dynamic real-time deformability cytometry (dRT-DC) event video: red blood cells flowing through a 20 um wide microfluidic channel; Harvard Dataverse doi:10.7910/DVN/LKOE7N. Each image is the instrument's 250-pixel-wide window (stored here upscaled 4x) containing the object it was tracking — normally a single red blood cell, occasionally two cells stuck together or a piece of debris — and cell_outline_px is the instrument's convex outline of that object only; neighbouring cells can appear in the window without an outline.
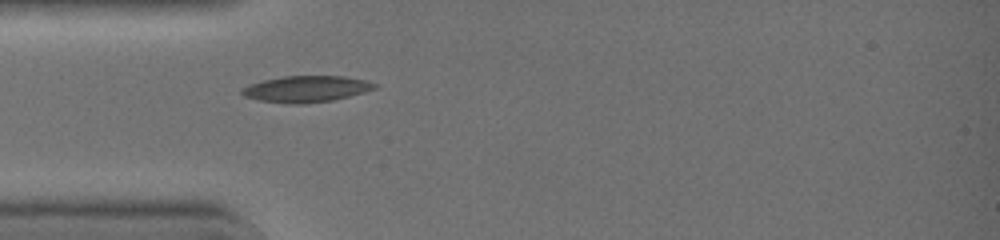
{"species": "common noctule bat (a hibernating species)", "species_latin": "Nyctalus noctula", "temperature_condition": "warm", "stored_images_in_passage": 29, "camera_frame_rate_fps": 3000, "um_per_image_px": 0.085, "animal": {"sex": "female", "body_mass_g": 19.0, "forearm_length_mm": 51.5}, "frame": {"image": 1, "passage_image": 1, "time_ms": 0.0, "image_size_px": [1000, 240], "cell_outline_px": [[380, 84], [376, 88], [364, 92], [332, 100], [296, 104], [260, 100], [244, 96], [240, 92], [240, 88], [264, 80], [284, 76], [344, 76], [368, 80]], "centroid_in_image_um": [26.08, 7.54], "position_along_channel_um": 58.9, "area_um2": 20.17}}
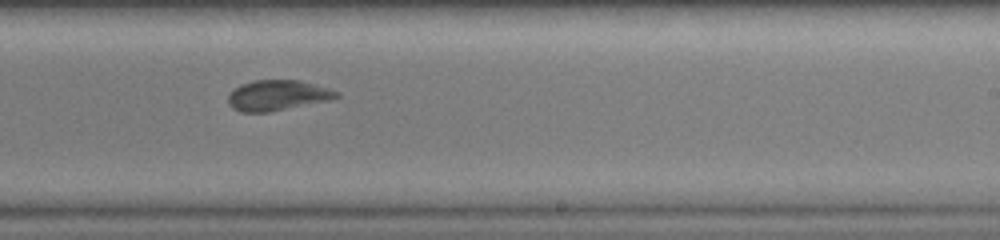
{"frame": {"image": 2, "passage_image": 15, "time_ms": 4.667, "image_size_px": [1000, 240], "cell_outline_px": [[340, 96], [332, 100], [268, 112], [240, 112], [232, 108], [228, 104], [228, 92], [232, 88], [240, 84], [252, 80], [300, 80], [328, 88], [340, 92]], "centroid_in_image_um": [23.56, 8.1], "position_along_channel_um": 265.4, "area_um2": 19.54}}
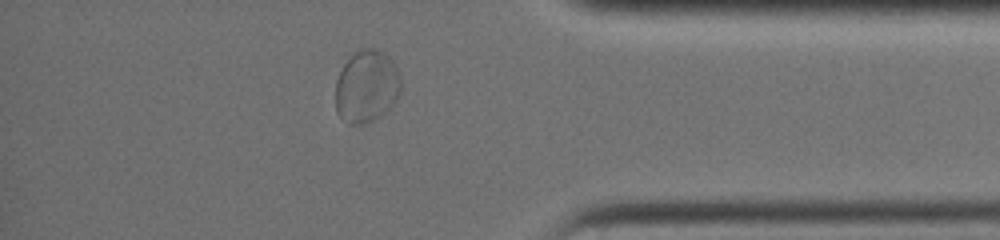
{"frame": {"image": 3, "passage_image": 25, "time_ms": 8.0, "image_size_px": [1000, 240], "cell_outline_px": [[400, 92], [396, 100], [384, 112], [372, 120], [364, 124], [348, 124], [336, 112], [336, 80], [344, 64], [356, 52], [364, 48], [372, 48], [388, 56], [396, 68], [400, 76]], "centroid_in_image_um": [31.14, 7.36], "position_along_channel_um": 404.1, "area_um2": 27.11}, "authors_computed_cell_mechanics": {"area_um2": 19.363, "velocity_mm_per_s": 4.4686, "shape_relaxation_time_tau1_ms": 5.9105, "shape_relaxation_time_tau2_ms": 1.0964, "deformation_change_tau1": 0.1989, "deformation_change_tau2": 0.0547}}